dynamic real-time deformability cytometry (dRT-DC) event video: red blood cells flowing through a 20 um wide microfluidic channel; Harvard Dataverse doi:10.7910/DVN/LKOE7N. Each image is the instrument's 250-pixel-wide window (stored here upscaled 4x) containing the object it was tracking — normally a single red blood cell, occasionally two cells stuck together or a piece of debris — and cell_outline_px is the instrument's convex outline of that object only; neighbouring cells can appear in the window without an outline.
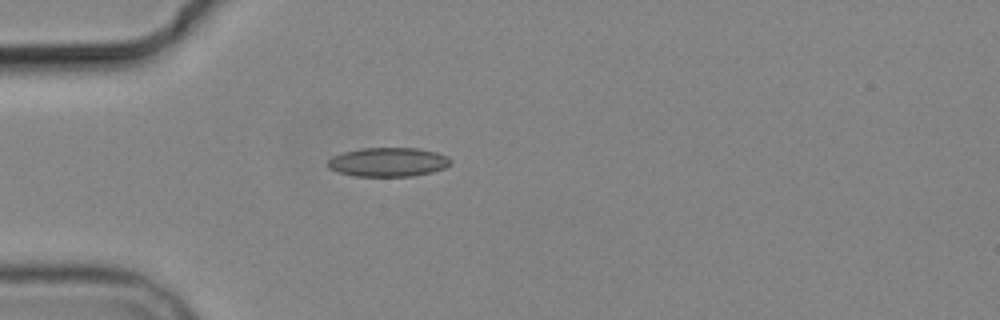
{"species": "common noctule bat (a hibernating species)", "species_latin": "Nyctalus noctula", "temperature_condition": "cold", "stored_images_in_passage": 6, "camera_frame_rate_fps": 3000, "um_per_image_px": 0.085, "animal": {"sex": "male", "body_mass_g": 19.2, "forearm_length_mm": 51.8}, "frame": {"image": 1, "passage_image": 4, "time_ms": 4.333, "image_size_px": [1000, 320], "cell_outline_px": [[452, 160], [444, 168], [432, 172], [412, 176], [356, 176], [340, 172], [328, 168], [328, 160], [332, 156], [344, 152], [360, 148], [416, 148], [436, 152], [448, 156]], "centroid_in_image_um": [32.99, 13.77], "position_along_channel_um": 52.0, "area_um2": 20.69}}
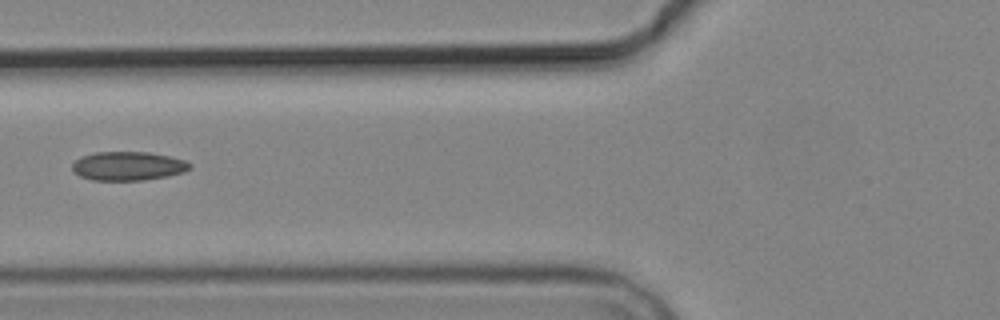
{"frame": {"image": 2, "passage_image": 6, "time_ms": 6.333, "image_size_px": [1000, 320], "cell_outline_px": [[192, 168], [184, 172], [168, 176], [144, 180], [92, 180], [80, 176], [72, 172], [72, 164], [80, 156], [96, 152], [148, 152], [168, 156], [184, 160], [192, 164]], "centroid_in_image_um": [10.88, 14.11], "position_along_channel_um": 114.9, "area_um2": 19.88}}